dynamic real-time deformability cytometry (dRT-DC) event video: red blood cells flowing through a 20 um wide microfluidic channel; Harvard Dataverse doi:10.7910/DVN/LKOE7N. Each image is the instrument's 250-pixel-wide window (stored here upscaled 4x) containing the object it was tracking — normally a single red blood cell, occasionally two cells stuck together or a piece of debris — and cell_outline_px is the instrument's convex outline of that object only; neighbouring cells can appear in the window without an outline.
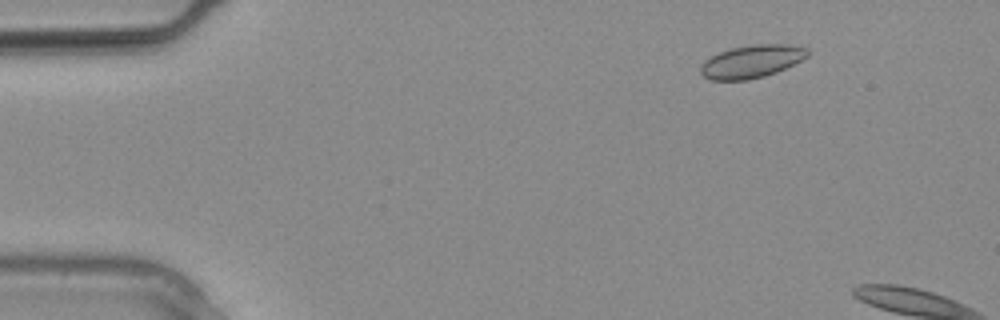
{"species": "common noctule bat (a hibernating species)", "species_latin": "Nyctalus noctula", "temperature_condition": "warm", "stored_images_in_passage": 1, "camera_frame_rate_fps": 3000, "um_per_image_px": 0.085, "animal": {"sex": "male", "body_mass_g": 20.4}, "frame": {"image": 1, "passage_image": 1, "time_ms": 0.0, "image_size_px": [1000, 320], "cell_outline_px": [[796, 60], [780, 68], [756, 76], [732, 80], [724, 80], [712, 60], [716, 56], [728, 52], [744, 48], [788, 48]], "centroid_in_image_um": [63.89, 5.27], "position_along_channel_um": 21.1, "area_um2": 13.58}}